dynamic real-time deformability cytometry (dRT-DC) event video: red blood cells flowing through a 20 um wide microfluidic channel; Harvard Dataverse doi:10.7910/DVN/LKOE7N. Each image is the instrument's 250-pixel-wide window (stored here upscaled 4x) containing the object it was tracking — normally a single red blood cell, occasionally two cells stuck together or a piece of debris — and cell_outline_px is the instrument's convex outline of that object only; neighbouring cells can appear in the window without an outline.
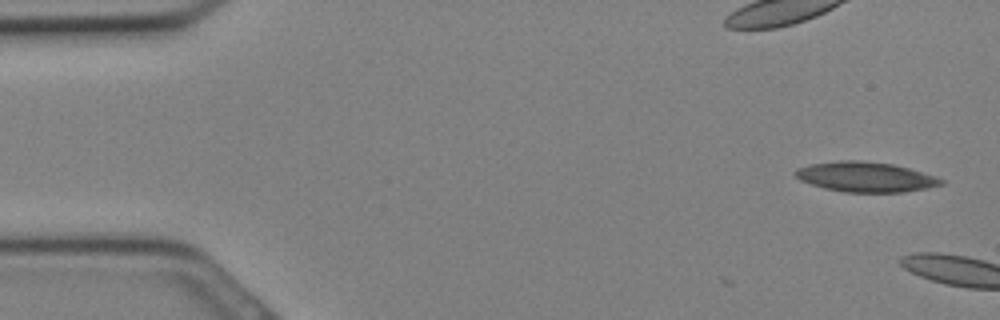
{"species": "Egyptian fruit bat (a non-hibernating species)", "species_latin": "Rousettus aegyptiacus", "temperature_condition": "cold", "stored_images_in_passage": 3, "camera_frame_rate_fps": 3000, "um_per_image_px": 0.085, "animal": {"sex": "female"}, "frame": {"image": 1, "passage_image": 1, "time_ms": 0.0, "image_size_px": [1000, 320], "cell_outline_px": [[944, 184], [928, 188], [904, 192], [844, 192], [824, 188], [800, 180], [792, 172], [796, 168], [808, 164], [840, 160], [864, 160], [892, 164], [908, 168], [936, 176], [944, 180]], "centroid_in_image_um": [73.56, 15.03], "position_along_channel_um": 11.4, "area_um2": 25.66}}